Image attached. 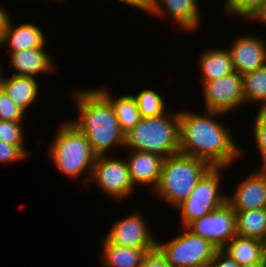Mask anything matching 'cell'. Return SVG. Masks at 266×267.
I'll return each instance as SVG.
<instances>
[{
    "label": "cell",
    "instance_id": "1",
    "mask_svg": "<svg viewBox=\"0 0 266 267\" xmlns=\"http://www.w3.org/2000/svg\"><path fill=\"white\" fill-rule=\"evenodd\" d=\"M220 115L226 114L179 111L180 153L205 161L212 168H230L233 161L240 159L243 150L236 145L229 128L214 119Z\"/></svg>",
    "mask_w": 266,
    "mask_h": 267
},
{
    "label": "cell",
    "instance_id": "2",
    "mask_svg": "<svg viewBox=\"0 0 266 267\" xmlns=\"http://www.w3.org/2000/svg\"><path fill=\"white\" fill-rule=\"evenodd\" d=\"M75 95L78 120L71 122L86 136L92 151L107 155L111 147L125 145V134L111 102L98 90H79Z\"/></svg>",
    "mask_w": 266,
    "mask_h": 267
},
{
    "label": "cell",
    "instance_id": "3",
    "mask_svg": "<svg viewBox=\"0 0 266 267\" xmlns=\"http://www.w3.org/2000/svg\"><path fill=\"white\" fill-rule=\"evenodd\" d=\"M59 127L49 148L50 160L70 179L86 174L85 185L89 186L97 155L92 151L86 136L71 120L64 121Z\"/></svg>",
    "mask_w": 266,
    "mask_h": 267
},
{
    "label": "cell",
    "instance_id": "4",
    "mask_svg": "<svg viewBox=\"0 0 266 267\" xmlns=\"http://www.w3.org/2000/svg\"><path fill=\"white\" fill-rule=\"evenodd\" d=\"M211 168L207 162L180 152L168 156L163 160L160 178L153 193L176 208Z\"/></svg>",
    "mask_w": 266,
    "mask_h": 267
},
{
    "label": "cell",
    "instance_id": "5",
    "mask_svg": "<svg viewBox=\"0 0 266 267\" xmlns=\"http://www.w3.org/2000/svg\"><path fill=\"white\" fill-rule=\"evenodd\" d=\"M179 131L180 118L177 111L141 118L138 124L125 134L124 147L167 158L180 152Z\"/></svg>",
    "mask_w": 266,
    "mask_h": 267
},
{
    "label": "cell",
    "instance_id": "6",
    "mask_svg": "<svg viewBox=\"0 0 266 267\" xmlns=\"http://www.w3.org/2000/svg\"><path fill=\"white\" fill-rule=\"evenodd\" d=\"M182 230V234L164 244L156 241V248L171 267H209L218 248L186 228Z\"/></svg>",
    "mask_w": 266,
    "mask_h": 267
},
{
    "label": "cell",
    "instance_id": "7",
    "mask_svg": "<svg viewBox=\"0 0 266 267\" xmlns=\"http://www.w3.org/2000/svg\"><path fill=\"white\" fill-rule=\"evenodd\" d=\"M228 168H211L197 183L191 194L175 209L181 212L183 228L191 222L210 214L227 202V195L219 192L220 174Z\"/></svg>",
    "mask_w": 266,
    "mask_h": 267
},
{
    "label": "cell",
    "instance_id": "8",
    "mask_svg": "<svg viewBox=\"0 0 266 267\" xmlns=\"http://www.w3.org/2000/svg\"><path fill=\"white\" fill-rule=\"evenodd\" d=\"M98 185L109 197L123 200L134 192L126 160L113 156L96 157L88 184Z\"/></svg>",
    "mask_w": 266,
    "mask_h": 267
},
{
    "label": "cell",
    "instance_id": "9",
    "mask_svg": "<svg viewBox=\"0 0 266 267\" xmlns=\"http://www.w3.org/2000/svg\"><path fill=\"white\" fill-rule=\"evenodd\" d=\"M186 229L222 249L236 235V213L225 202L210 214L191 222Z\"/></svg>",
    "mask_w": 266,
    "mask_h": 267
},
{
    "label": "cell",
    "instance_id": "10",
    "mask_svg": "<svg viewBox=\"0 0 266 267\" xmlns=\"http://www.w3.org/2000/svg\"><path fill=\"white\" fill-rule=\"evenodd\" d=\"M201 86L205 110L227 114L245 104L242 75L235 71Z\"/></svg>",
    "mask_w": 266,
    "mask_h": 267
},
{
    "label": "cell",
    "instance_id": "11",
    "mask_svg": "<svg viewBox=\"0 0 266 267\" xmlns=\"http://www.w3.org/2000/svg\"><path fill=\"white\" fill-rule=\"evenodd\" d=\"M141 215L135 212V214L117 220L105 237L112 244L124 247L155 249L157 240Z\"/></svg>",
    "mask_w": 266,
    "mask_h": 267
},
{
    "label": "cell",
    "instance_id": "12",
    "mask_svg": "<svg viewBox=\"0 0 266 267\" xmlns=\"http://www.w3.org/2000/svg\"><path fill=\"white\" fill-rule=\"evenodd\" d=\"M227 202L234 211L266 208V167L252 171L237 185Z\"/></svg>",
    "mask_w": 266,
    "mask_h": 267
},
{
    "label": "cell",
    "instance_id": "13",
    "mask_svg": "<svg viewBox=\"0 0 266 267\" xmlns=\"http://www.w3.org/2000/svg\"><path fill=\"white\" fill-rule=\"evenodd\" d=\"M228 50L234 71L242 76L266 65V41L261 37L245 34L238 37Z\"/></svg>",
    "mask_w": 266,
    "mask_h": 267
},
{
    "label": "cell",
    "instance_id": "14",
    "mask_svg": "<svg viewBox=\"0 0 266 267\" xmlns=\"http://www.w3.org/2000/svg\"><path fill=\"white\" fill-rule=\"evenodd\" d=\"M198 0H151L149 14L171 16L183 30H195L201 22Z\"/></svg>",
    "mask_w": 266,
    "mask_h": 267
},
{
    "label": "cell",
    "instance_id": "15",
    "mask_svg": "<svg viewBox=\"0 0 266 267\" xmlns=\"http://www.w3.org/2000/svg\"><path fill=\"white\" fill-rule=\"evenodd\" d=\"M126 158L130 178L134 186H157L164 157L158 154L132 150Z\"/></svg>",
    "mask_w": 266,
    "mask_h": 267
},
{
    "label": "cell",
    "instance_id": "16",
    "mask_svg": "<svg viewBox=\"0 0 266 267\" xmlns=\"http://www.w3.org/2000/svg\"><path fill=\"white\" fill-rule=\"evenodd\" d=\"M44 47L10 53V64L16 72L12 75L36 78L39 74L54 71L56 65Z\"/></svg>",
    "mask_w": 266,
    "mask_h": 267
},
{
    "label": "cell",
    "instance_id": "17",
    "mask_svg": "<svg viewBox=\"0 0 266 267\" xmlns=\"http://www.w3.org/2000/svg\"><path fill=\"white\" fill-rule=\"evenodd\" d=\"M40 27L33 23H22L14 26L10 20L1 46H8L11 53L40 48L46 44L47 39Z\"/></svg>",
    "mask_w": 266,
    "mask_h": 267
},
{
    "label": "cell",
    "instance_id": "18",
    "mask_svg": "<svg viewBox=\"0 0 266 267\" xmlns=\"http://www.w3.org/2000/svg\"><path fill=\"white\" fill-rule=\"evenodd\" d=\"M102 267H140L146 254L154 249H136L112 244L106 237L101 240Z\"/></svg>",
    "mask_w": 266,
    "mask_h": 267
},
{
    "label": "cell",
    "instance_id": "19",
    "mask_svg": "<svg viewBox=\"0 0 266 267\" xmlns=\"http://www.w3.org/2000/svg\"><path fill=\"white\" fill-rule=\"evenodd\" d=\"M3 90L26 113L39 95V83L37 78L12 75L5 78Z\"/></svg>",
    "mask_w": 266,
    "mask_h": 267
},
{
    "label": "cell",
    "instance_id": "20",
    "mask_svg": "<svg viewBox=\"0 0 266 267\" xmlns=\"http://www.w3.org/2000/svg\"><path fill=\"white\" fill-rule=\"evenodd\" d=\"M199 59L202 82L213 81L234 72L228 49H208L203 51Z\"/></svg>",
    "mask_w": 266,
    "mask_h": 267
},
{
    "label": "cell",
    "instance_id": "21",
    "mask_svg": "<svg viewBox=\"0 0 266 267\" xmlns=\"http://www.w3.org/2000/svg\"><path fill=\"white\" fill-rule=\"evenodd\" d=\"M222 250L241 267L256 264L264 259L260 240L237 234Z\"/></svg>",
    "mask_w": 266,
    "mask_h": 267
},
{
    "label": "cell",
    "instance_id": "22",
    "mask_svg": "<svg viewBox=\"0 0 266 267\" xmlns=\"http://www.w3.org/2000/svg\"><path fill=\"white\" fill-rule=\"evenodd\" d=\"M112 104L116 117L119 121L121 131L127 134L141 120V114L133 94H125L115 99L109 89L97 88Z\"/></svg>",
    "mask_w": 266,
    "mask_h": 267
},
{
    "label": "cell",
    "instance_id": "23",
    "mask_svg": "<svg viewBox=\"0 0 266 267\" xmlns=\"http://www.w3.org/2000/svg\"><path fill=\"white\" fill-rule=\"evenodd\" d=\"M236 234L260 240L266 230V208L235 211Z\"/></svg>",
    "mask_w": 266,
    "mask_h": 267
},
{
    "label": "cell",
    "instance_id": "24",
    "mask_svg": "<svg viewBox=\"0 0 266 267\" xmlns=\"http://www.w3.org/2000/svg\"><path fill=\"white\" fill-rule=\"evenodd\" d=\"M242 82L244 102H260V108H266V65L244 74Z\"/></svg>",
    "mask_w": 266,
    "mask_h": 267
},
{
    "label": "cell",
    "instance_id": "25",
    "mask_svg": "<svg viewBox=\"0 0 266 267\" xmlns=\"http://www.w3.org/2000/svg\"><path fill=\"white\" fill-rule=\"evenodd\" d=\"M133 97L142 118L159 116L167 110L164 98L153 89H143Z\"/></svg>",
    "mask_w": 266,
    "mask_h": 267
},
{
    "label": "cell",
    "instance_id": "26",
    "mask_svg": "<svg viewBox=\"0 0 266 267\" xmlns=\"http://www.w3.org/2000/svg\"><path fill=\"white\" fill-rule=\"evenodd\" d=\"M265 3L266 0H225L223 7L229 16L252 20L264 7Z\"/></svg>",
    "mask_w": 266,
    "mask_h": 267
},
{
    "label": "cell",
    "instance_id": "27",
    "mask_svg": "<svg viewBox=\"0 0 266 267\" xmlns=\"http://www.w3.org/2000/svg\"><path fill=\"white\" fill-rule=\"evenodd\" d=\"M253 125L254 141L261 154L262 167H266V108H259Z\"/></svg>",
    "mask_w": 266,
    "mask_h": 267
},
{
    "label": "cell",
    "instance_id": "28",
    "mask_svg": "<svg viewBox=\"0 0 266 267\" xmlns=\"http://www.w3.org/2000/svg\"><path fill=\"white\" fill-rule=\"evenodd\" d=\"M22 122L0 120V141L10 145H25Z\"/></svg>",
    "mask_w": 266,
    "mask_h": 267
},
{
    "label": "cell",
    "instance_id": "29",
    "mask_svg": "<svg viewBox=\"0 0 266 267\" xmlns=\"http://www.w3.org/2000/svg\"><path fill=\"white\" fill-rule=\"evenodd\" d=\"M25 112L18 107L3 90L0 93V120L23 121Z\"/></svg>",
    "mask_w": 266,
    "mask_h": 267
},
{
    "label": "cell",
    "instance_id": "30",
    "mask_svg": "<svg viewBox=\"0 0 266 267\" xmlns=\"http://www.w3.org/2000/svg\"><path fill=\"white\" fill-rule=\"evenodd\" d=\"M24 145H10L0 141V163L16 162L28 156Z\"/></svg>",
    "mask_w": 266,
    "mask_h": 267
},
{
    "label": "cell",
    "instance_id": "31",
    "mask_svg": "<svg viewBox=\"0 0 266 267\" xmlns=\"http://www.w3.org/2000/svg\"><path fill=\"white\" fill-rule=\"evenodd\" d=\"M140 267H171L161 252L155 248L144 257Z\"/></svg>",
    "mask_w": 266,
    "mask_h": 267
},
{
    "label": "cell",
    "instance_id": "32",
    "mask_svg": "<svg viewBox=\"0 0 266 267\" xmlns=\"http://www.w3.org/2000/svg\"><path fill=\"white\" fill-rule=\"evenodd\" d=\"M209 267H241L222 249H218Z\"/></svg>",
    "mask_w": 266,
    "mask_h": 267
},
{
    "label": "cell",
    "instance_id": "33",
    "mask_svg": "<svg viewBox=\"0 0 266 267\" xmlns=\"http://www.w3.org/2000/svg\"><path fill=\"white\" fill-rule=\"evenodd\" d=\"M5 9L6 8L0 5V46L3 42L8 24L11 20V15Z\"/></svg>",
    "mask_w": 266,
    "mask_h": 267
},
{
    "label": "cell",
    "instance_id": "34",
    "mask_svg": "<svg viewBox=\"0 0 266 267\" xmlns=\"http://www.w3.org/2000/svg\"><path fill=\"white\" fill-rule=\"evenodd\" d=\"M145 13L149 11L151 0H118Z\"/></svg>",
    "mask_w": 266,
    "mask_h": 267
},
{
    "label": "cell",
    "instance_id": "35",
    "mask_svg": "<svg viewBox=\"0 0 266 267\" xmlns=\"http://www.w3.org/2000/svg\"><path fill=\"white\" fill-rule=\"evenodd\" d=\"M254 20V22L259 21V22H263L264 24H266V3L264 5V7L257 13V15L252 19V21Z\"/></svg>",
    "mask_w": 266,
    "mask_h": 267
},
{
    "label": "cell",
    "instance_id": "36",
    "mask_svg": "<svg viewBox=\"0 0 266 267\" xmlns=\"http://www.w3.org/2000/svg\"><path fill=\"white\" fill-rule=\"evenodd\" d=\"M261 247H262V253L264 258L266 259V230L263 234L262 238L260 239Z\"/></svg>",
    "mask_w": 266,
    "mask_h": 267
},
{
    "label": "cell",
    "instance_id": "37",
    "mask_svg": "<svg viewBox=\"0 0 266 267\" xmlns=\"http://www.w3.org/2000/svg\"><path fill=\"white\" fill-rule=\"evenodd\" d=\"M243 267H266V259L264 258L261 262Z\"/></svg>",
    "mask_w": 266,
    "mask_h": 267
},
{
    "label": "cell",
    "instance_id": "38",
    "mask_svg": "<svg viewBox=\"0 0 266 267\" xmlns=\"http://www.w3.org/2000/svg\"><path fill=\"white\" fill-rule=\"evenodd\" d=\"M1 63H0V93L3 91V84H4V80L5 77L2 75L3 74V69L1 68Z\"/></svg>",
    "mask_w": 266,
    "mask_h": 267
}]
</instances>
